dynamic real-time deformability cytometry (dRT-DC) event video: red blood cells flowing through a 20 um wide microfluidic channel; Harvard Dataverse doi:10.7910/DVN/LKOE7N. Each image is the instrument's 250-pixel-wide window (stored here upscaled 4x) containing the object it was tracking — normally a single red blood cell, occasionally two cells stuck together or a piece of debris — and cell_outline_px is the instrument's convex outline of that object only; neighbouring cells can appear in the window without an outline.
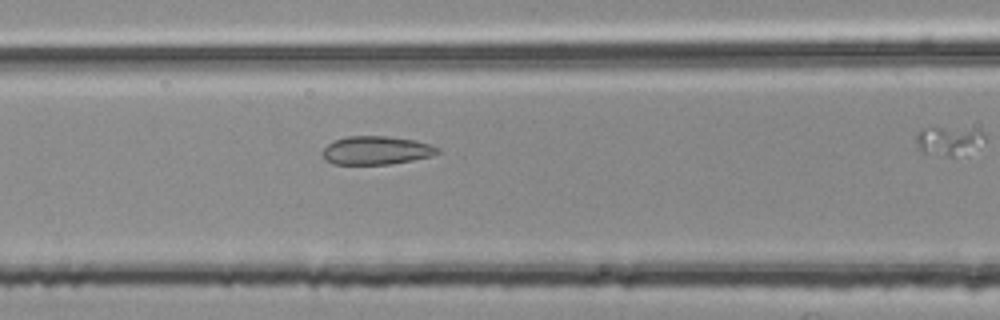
{"species": "common noctule bat (a hibernating species)", "species_latin": "Nyctalus noctula", "temperature_condition": "room temperature", "stored_images_in_passage": 38, "segment_of_instrument_passage": [2, 2], "camera_frame_rate_fps": 3000, "um_per_image_px": 0.085, "animal": {"sex": "female", "body_mass_g": 25.1}, "frame": {"image": 1, "passage_image": 18, "time_ms": 5.667, "image_size_px": [1000, 320], "cell_outline_px": [[440, 152], [432, 156], [412, 160], [388, 164], [332, 164], [324, 160], [320, 152], [328, 144], [344, 136], [388, 136], [416, 140], [440, 148]], "centroid_in_image_um": [31.95, 12.78], "position_along_channel_um": 134.6, "area_um2": 19.19}}
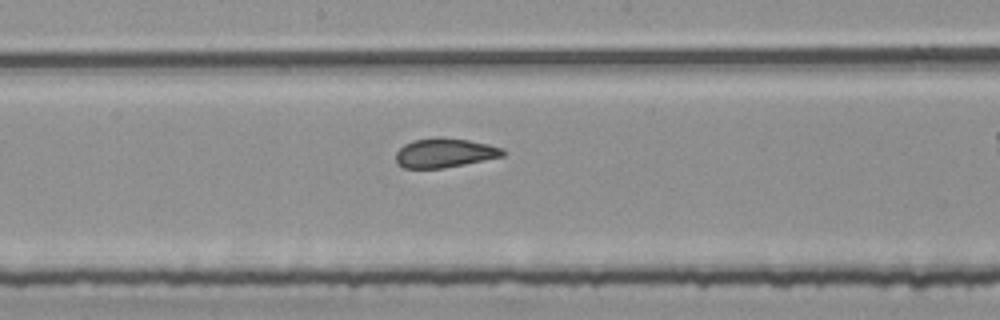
{"frame": {"image": 2, "passage_image": 24, "time_ms": 7.667, "image_size_px": [1000, 320], "cell_outline_px": [[504, 156], [444, 168], [404, 168], [396, 160], [396, 152], [404, 144], [412, 140], [436, 136], [440, 136], [468, 140], [488, 144], [504, 148]], "centroid_in_image_um": [37.79, 12.97], "position_along_channel_um": 210.4, "area_um2": 18.32}}
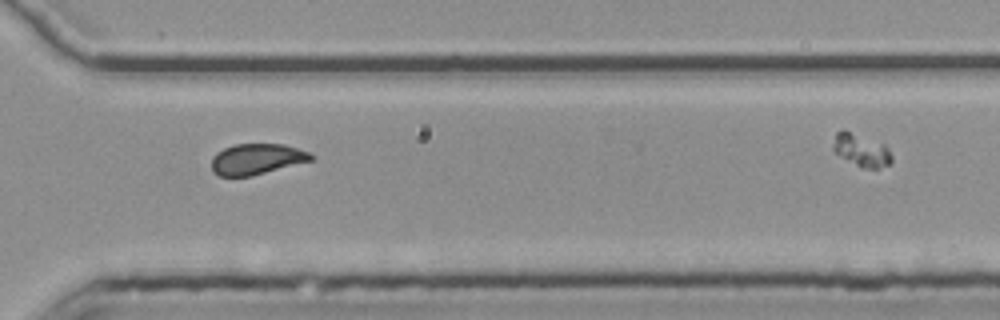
{"frame": {"image": 3, "passage_image": 35, "time_ms": 11.333, "image_size_px": [1000, 320], "cell_outline_px": [[316, 156], [312, 160], [252, 176], [220, 176], [212, 172], [212, 156], [216, 152], [224, 148], [236, 144], [284, 144], [308, 152]], "centroid_in_image_um": [21.8, 13.52], "position_along_channel_um": 348.8, "area_um2": 17.86}}